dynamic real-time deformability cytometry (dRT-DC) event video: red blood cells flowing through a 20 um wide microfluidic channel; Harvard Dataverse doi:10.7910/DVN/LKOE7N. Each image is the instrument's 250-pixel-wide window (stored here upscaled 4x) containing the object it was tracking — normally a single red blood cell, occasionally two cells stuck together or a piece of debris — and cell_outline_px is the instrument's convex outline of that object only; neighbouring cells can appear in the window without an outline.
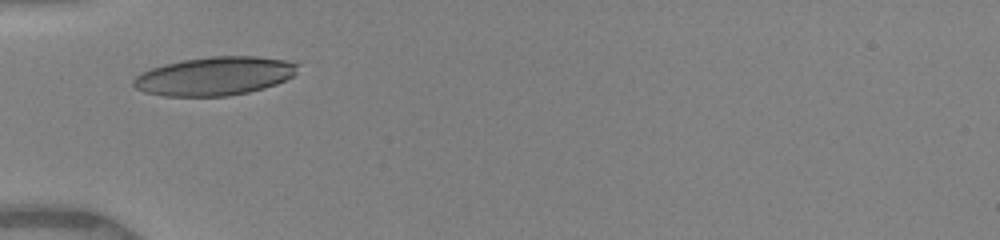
{"species": "human", "species_latin": "Homo sapiens", "temperature_condition": "warm", "stored_images_in_passage": 42, "camera_frame_rate_fps": 3000, "um_per_image_px": 0.085, "donor": {"sex": "female"}, "frame": {"image": 1, "passage_image": 1, "time_ms": 0.0, "image_size_px": [1000, 240], "cell_outline_px": [[300, 64], [296, 72], [292, 76], [276, 84], [264, 88], [248, 92], [228, 96], [164, 96], [144, 92], [136, 88], [132, 84], [132, 80], [140, 72], [164, 64], [180, 60], [212, 56], [256, 56], [284, 60]], "centroid_in_image_um": [18.22, 6.46], "position_along_channel_um": 66.8, "area_um2": 36.99}}
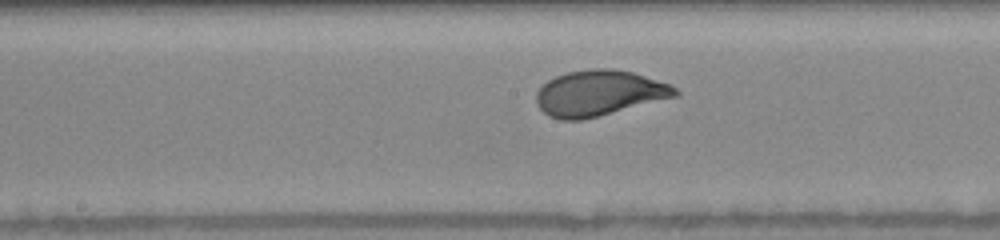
{"frame": {"image": 2, "passage_image": 16, "time_ms": 3.333, "image_size_px": [1000, 240], "cell_outline_px": [[680, 96], [584, 120], [560, 120], [548, 116], [536, 104], [536, 92], [548, 80], [556, 76], [568, 72], [588, 68], [612, 68], [632, 72], [672, 84], [680, 92]], "centroid_in_image_um": [50.96, 7.92], "position_along_channel_um": 197.2, "area_um2": 37.45}}
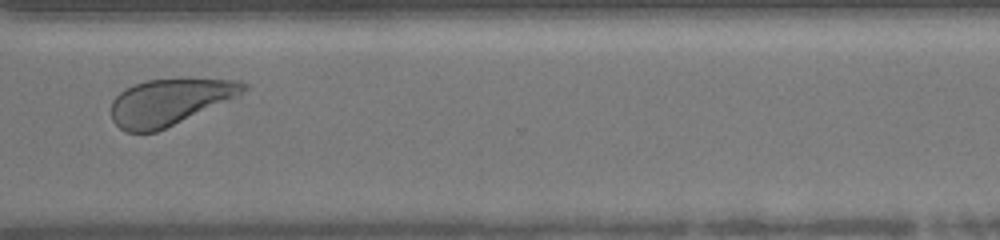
{"frame": {"image": 3, "passage_image": 34, "time_ms": 7.333, "image_size_px": [1000, 240], "cell_outline_px": [[248, 88], [236, 96], [156, 132], [128, 132], [120, 128], [112, 120], [112, 100], [120, 92], [136, 84], [148, 80], [180, 76], [236, 80], [248, 84]], "centroid_in_image_um": [14.42, 8.61], "position_along_channel_um": 356.2, "area_um2": 35.72}, "authors_computed_cell_mechanics": {"area_um2": 36.3562, "velocity_mm_per_s": 3.9782, "shape_relaxation_time_tau1_ms": 2.2548, "shape_relaxation_time_tau2_ms": null, "deformation_change_tau1": 0.1589, "deformation_change_tau2": null}}